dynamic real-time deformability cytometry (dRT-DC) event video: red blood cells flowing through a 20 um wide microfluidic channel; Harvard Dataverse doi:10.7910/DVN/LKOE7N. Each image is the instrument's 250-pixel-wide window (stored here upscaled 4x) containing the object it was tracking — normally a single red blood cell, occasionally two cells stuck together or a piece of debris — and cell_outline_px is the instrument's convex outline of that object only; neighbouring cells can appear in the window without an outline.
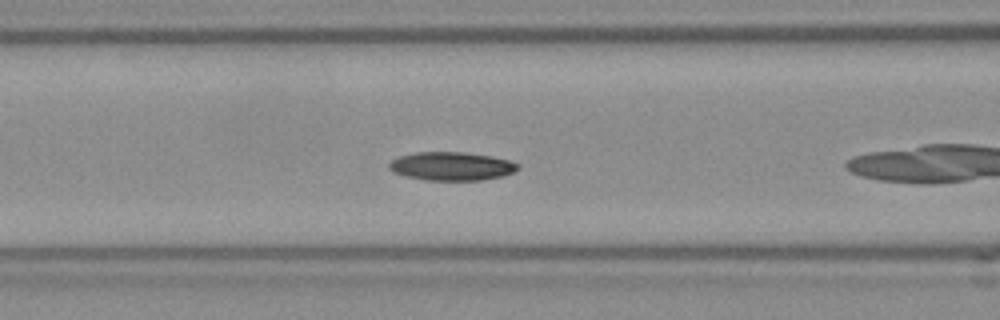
{"species": "Egyptian fruit bat (a non-hibernating species)", "species_latin": "Rousettus aegyptiacus", "temperature_condition": "room temperature", "stored_images_in_passage": 40, "camera_frame_rate_fps": 3000, "um_per_image_px": 0.085, "frame": {"image": 1, "passage_image": 7, "time_ms": 2.0, "image_size_px": [1000, 320], "cell_outline_px": [[520, 168], [504, 176], [480, 180], [424, 180], [404, 176], [388, 168], [388, 164], [392, 160], [400, 156], [416, 152], [464, 152], [492, 156], [508, 160], [520, 164]], "centroid_in_image_um": [38.4, 14.13], "position_along_channel_um": 128.2, "area_um2": 21.39}, "authors_computed_cell_mechanics": {"area_um2": 21.1259, "velocity_mm_per_s": 3.8062, "shape_relaxation_time_tau1_ms": 4.8586, "shape_relaxation_time_tau2_ms": null, "deformation_change_tau1": 0.0835, "deformation_change_tau2": null}}